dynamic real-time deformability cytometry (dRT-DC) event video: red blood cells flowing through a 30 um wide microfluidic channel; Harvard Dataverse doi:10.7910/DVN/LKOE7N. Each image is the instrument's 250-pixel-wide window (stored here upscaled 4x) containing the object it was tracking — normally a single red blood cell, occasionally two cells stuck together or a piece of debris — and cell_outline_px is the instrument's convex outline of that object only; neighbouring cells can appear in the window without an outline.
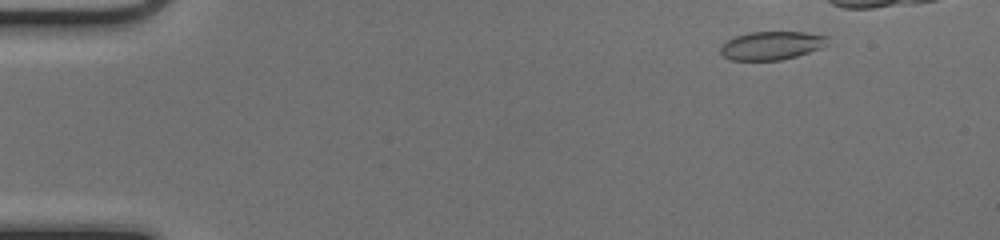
{"species": "common noctule bat (a hibernating species)", "species_latin": "Nyctalus noctula", "temperature_condition": "cold", "stored_images_in_passage": 11, "camera_frame_rate_fps": 3000, "um_per_image_px": 0.085, "animal": {"sex": "female", "body_mass_g": 17.0, "forearm_length_mm": 48.0}, "frame": {"image": 1, "passage_image": 4, "time_ms": 1.0, "image_size_px": [1000, 240], "cell_outline_px": [[832, 36], [828, 44], [820, 48], [796, 56], [780, 60], [728, 60], [720, 52], [720, 48], [728, 40], [736, 36], [752, 32], [804, 32]], "centroid_in_image_um": [65.64, 3.86], "position_along_channel_um": 19.4, "area_um2": 17.74}}